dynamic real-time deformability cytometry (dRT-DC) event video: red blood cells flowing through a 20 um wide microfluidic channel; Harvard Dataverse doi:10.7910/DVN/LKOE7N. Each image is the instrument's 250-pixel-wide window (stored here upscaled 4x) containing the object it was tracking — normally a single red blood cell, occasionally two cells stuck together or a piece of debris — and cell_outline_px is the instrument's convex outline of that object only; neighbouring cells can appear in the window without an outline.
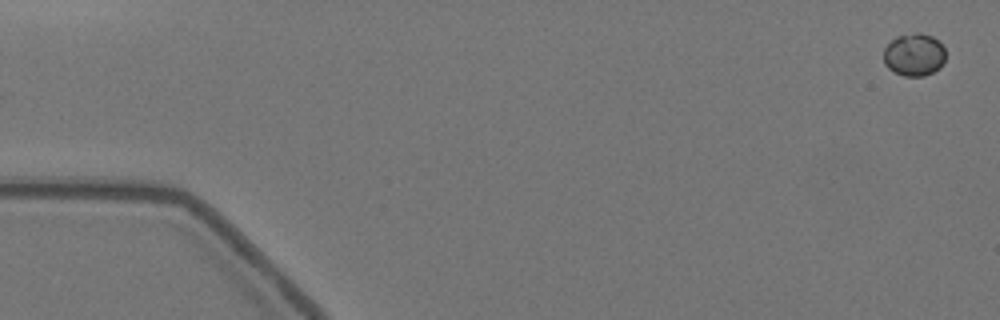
{"species": "Egyptian fruit bat (a non-hibernating species)", "species_latin": "Rousettus aegyptiacus", "temperature_condition": "warm", "stored_images_in_passage": 51, "camera_frame_rate_fps": 3000, "um_per_image_px": 0.085, "animal": {"sex": "female"}, "frame": {"image": 1, "passage_image": 1, "time_ms": 0.0, "image_size_px": [1000, 320], "cell_outline_px": [[944, 60], [940, 68], [924, 76], [904, 76], [888, 68], [884, 64], [884, 48], [896, 36], [916, 32], [920, 32], [932, 36], [944, 48]], "centroid_in_image_um": [77.69, 4.64], "position_along_channel_um": 7.3, "area_um2": 15.32}}
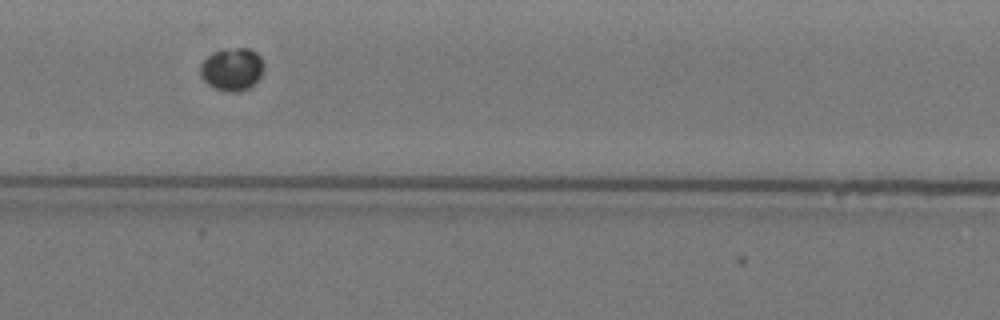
{"frame": {"image": 2, "passage_image": 28, "time_ms": 9.0, "image_size_px": [1000, 320], "cell_outline_px": [[264, 68], [260, 76], [248, 88], [240, 92], [228, 92], [216, 88], [208, 84], [200, 76], [200, 64], [212, 52], [236, 48], [248, 48], [256, 52], [260, 56], [264, 64]], "centroid_in_image_um": [19.72, 5.89], "position_along_channel_um": 187.7, "area_um2": 15.72}}
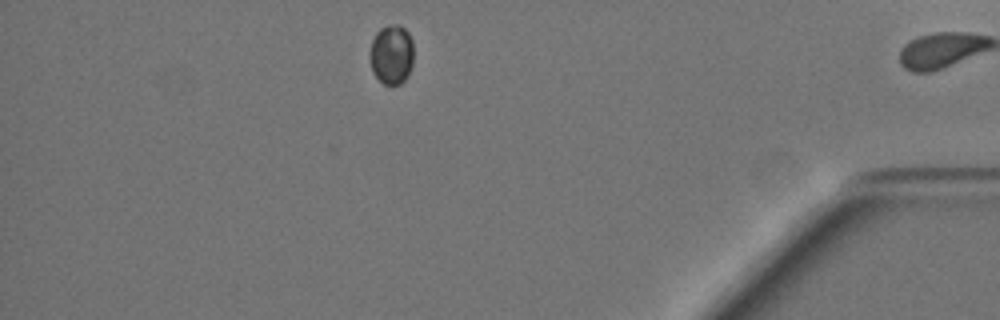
{"frame": {"image": 3, "passage_image": 50, "time_ms": 16.333, "image_size_px": [1000, 320], "cell_outline_px": [[412, 64], [404, 80], [400, 84], [384, 84], [372, 72], [368, 52], [372, 40], [376, 32], [380, 28], [388, 24], [400, 24], [408, 32], [412, 40]], "centroid_in_image_um": [33.25, 4.59], "position_along_channel_um": 402.0, "area_um2": 15.32}}